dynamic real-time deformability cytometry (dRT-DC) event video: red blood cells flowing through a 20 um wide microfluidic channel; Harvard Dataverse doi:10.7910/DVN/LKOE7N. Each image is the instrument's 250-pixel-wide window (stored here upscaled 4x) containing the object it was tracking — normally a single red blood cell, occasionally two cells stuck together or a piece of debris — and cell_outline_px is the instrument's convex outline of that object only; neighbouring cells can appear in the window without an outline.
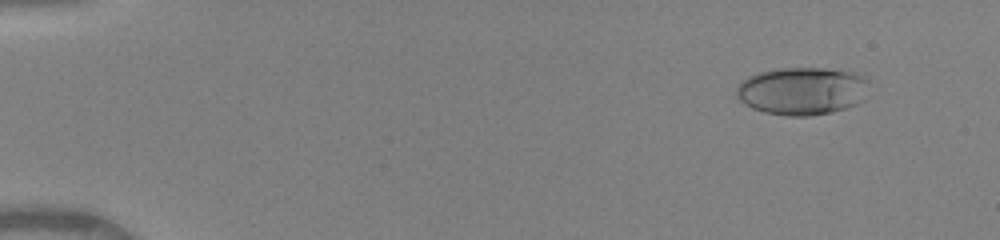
{"species": "human", "species_latin": "Homo sapiens", "temperature_condition": "warm", "stored_images_in_passage": 50, "camera_frame_rate_fps": 3000, "um_per_image_px": 0.085, "donor": {"sex": "female"}, "frame": {"image": 1, "passage_image": 5, "time_ms": 1.333, "image_size_px": [1000, 240], "cell_outline_px": [[868, 80], [864, 100], [856, 104], [832, 112], [808, 116], [788, 116], [764, 112], [752, 108], [744, 104], [736, 96], [736, 84], [740, 80], [756, 72], [780, 68], [820, 68], [852, 72], [864, 76]], "centroid_in_image_um": [68.13, 7.73], "position_along_channel_um": 16.9, "area_um2": 37.17}}
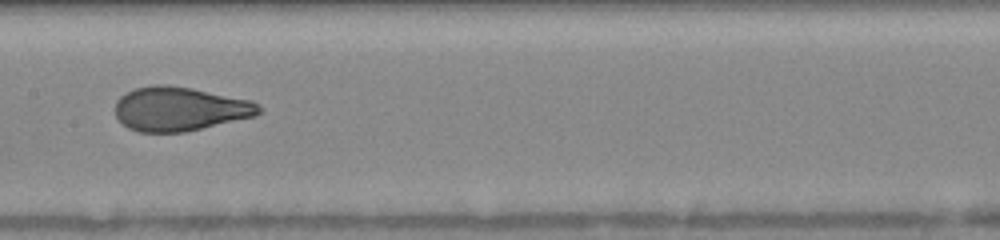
{"frame": {"image": 2, "passage_image": 27, "time_ms": 8.667, "image_size_px": [1000, 240], "cell_outline_px": [[260, 112], [256, 116], [184, 132], [140, 132], [128, 128], [116, 116], [116, 100], [120, 96], [136, 88], [156, 84], [164, 84], [192, 88], [252, 100], [260, 104]], "centroid_in_image_um": [15.3, 9.25], "position_along_channel_um": 192.1, "area_um2": 36.82}}
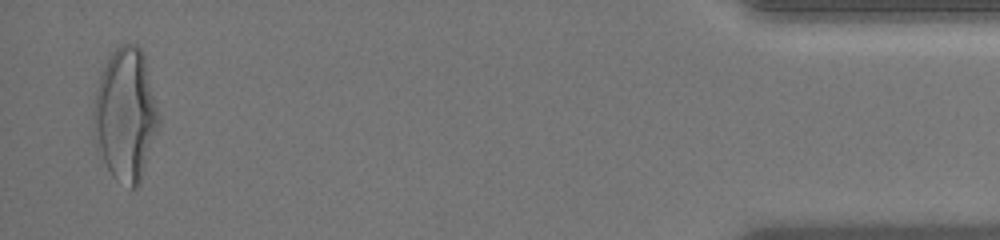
{"frame": {"image": 3, "passage_image": 49, "time_ms": 16.0, "image_size_px": [1000, 240], "cell_outline_px": [[160, 116], [140, 180], [136, 188], [132, 188], [116, 180], [112, 176], [92, 136], [92, 116], [96, 88], [100, 76], [112, 52], [120, 44], [136, 44], [144, 52]], "centroid_in_image_um": [10.64, 9.69], "position_along_channel_um": 424.6, "area_um2": 49.88}, "authors_computed_cell_mechanics": {"area_um2": 37.2232, "velocity_mm_per_s": 4.1334, "shape_relaxation_time_tau1_ms": 4.33, "shape_relaxation_time_tau2_ms": null, "deformation_change_tau1": 0.2164, "deformation_change_tau2": null}}